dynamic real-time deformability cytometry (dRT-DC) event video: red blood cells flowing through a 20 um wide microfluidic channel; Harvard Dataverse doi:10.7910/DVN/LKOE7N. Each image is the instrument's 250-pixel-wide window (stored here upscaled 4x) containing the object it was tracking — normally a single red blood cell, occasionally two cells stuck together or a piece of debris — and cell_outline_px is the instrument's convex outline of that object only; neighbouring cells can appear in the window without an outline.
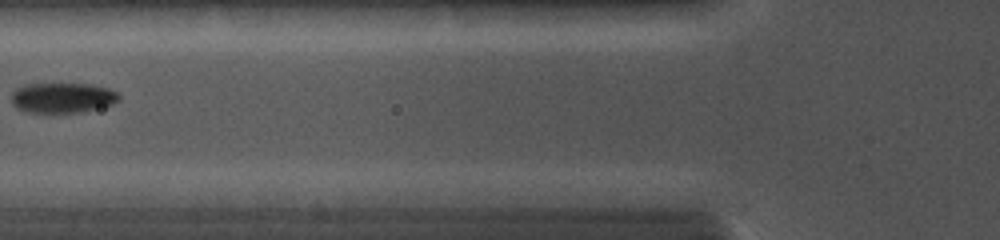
{"species": "common noctule bat (a hibernating species)", "species_latin": "Nyctalus noctula", "temperature_condition": "cold", "stored_images_in_passage": 2, "camera_frame_rate_fps": 5000, "um_per_image_px": 0.085, "animal": {"sex": "female", "body_mass_g": 19.0, "forearm_length_mm": 56.7}, "frame": {"image": 1, "passage_image": 2, "time_ms": 1.2, "image_size_px": [1000, 240], "cell_outline_px": [[120, 100], [112, 104], [80, 112], [24, 112], [16, 108], [12, 104], [12, 92], [16, 88], [24, 84], [88, 84], [108, 88], [116, 92], [120, 96]], "centroid_in_image_um": [5.28, 8.3], "position_along_channel_um": 120.5, "area_um2": 18.84}}